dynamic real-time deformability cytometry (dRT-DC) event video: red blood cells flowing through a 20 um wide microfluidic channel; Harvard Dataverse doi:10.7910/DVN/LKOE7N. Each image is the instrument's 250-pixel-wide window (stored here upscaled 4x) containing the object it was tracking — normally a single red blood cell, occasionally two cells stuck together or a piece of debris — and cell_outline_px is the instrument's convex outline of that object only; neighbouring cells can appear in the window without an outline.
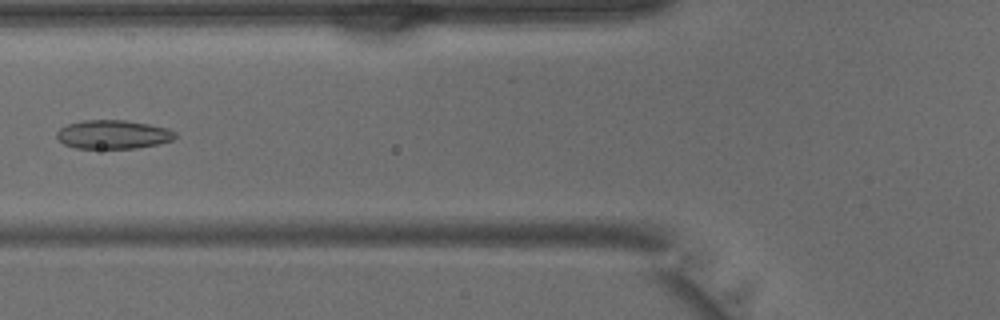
{"species": "common noctule bat (a hibernating species)", "species_latin": "Nyctalus noctula", "temperature_condition": "warm", "stored_images_in_passage": 41, "camera_frame_rate_fps": 3000, "um_per_image_px": 0.085, "animal": {"sex": "male", "body_mass_g": 15.6}, "frame": {"image": 1, "passage_image": 16, "time_ms": 5.0, "image_size_px": [1000, 320], "cell_outline_px": [[176, 136], [172, 140], [160, 144], [136, 148], [76, 148], [64, 144], [56, 136], [56, 132], [60, 128], [68, 124], [84, 120], [124, 120], [148, 124], [168, 128], [176, 132]], "centroid_in_image_um": [9.63, 11.43], "position_along_channel_um": 116.2, "area_um2": 19.83}}
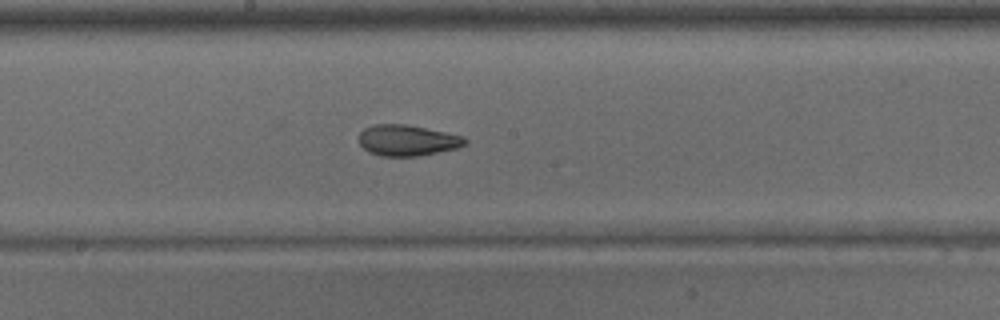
{"frame": {"image": 2, "passage_image": 22, "time_ms": 7.0, "image_size_px": [1000, 320], "cell_outline_px": [[468, 144], [456, 148], [420, 156], [380, 156], [368, 152], [360, 144], [360, 132], [364, 128], [376, 124], [404, 124], [464, 136], [468, 140]], "centroid_in_image_um": [34.64, 11.94], "position_along_channel_um": 213.6, "area_um2": 19.07}}
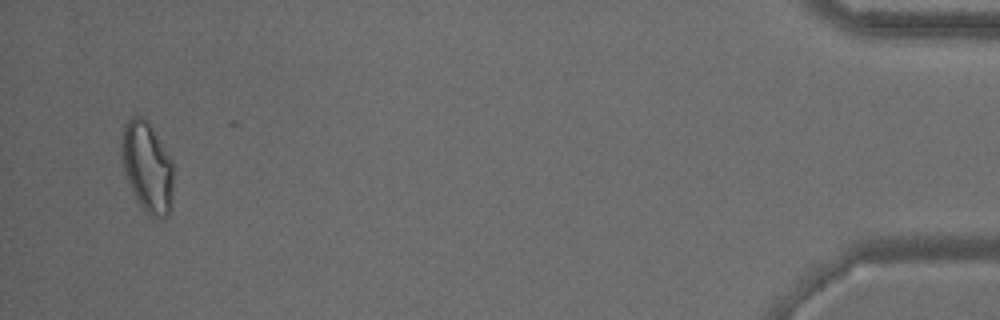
{"frame": {"image": 3, "passage_image": 40, "time_ms": 13.0, "image_size_px": [1000, 320], "cell_outline_px": [[172, 208], [168, 216], [152, 216], [136, 200], [128, 180], [120, 156], [120, 144], [124, 124], [132, 116], [144, 116], [148, 120], [172, 160]], "centroid_in_image_um": [12.5, 14.14], "position_along_channel_um": 422.7, "area_um2": 27.28}}